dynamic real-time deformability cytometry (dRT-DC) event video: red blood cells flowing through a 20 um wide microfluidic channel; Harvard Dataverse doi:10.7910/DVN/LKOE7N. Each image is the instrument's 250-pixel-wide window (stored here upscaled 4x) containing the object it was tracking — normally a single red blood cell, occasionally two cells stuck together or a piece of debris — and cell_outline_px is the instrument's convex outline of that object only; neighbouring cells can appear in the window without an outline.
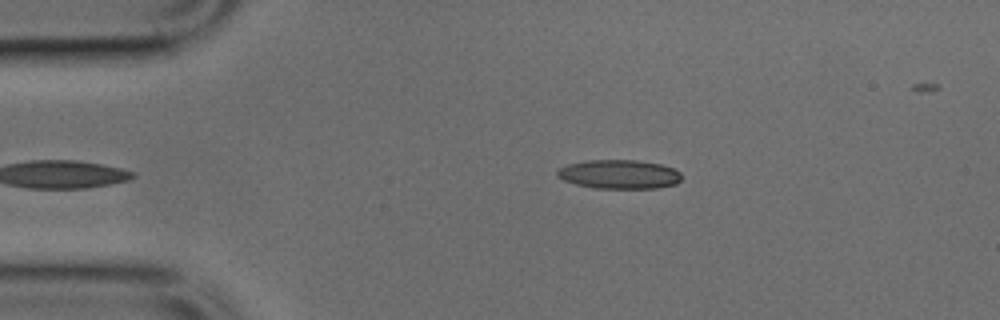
{"species": "common noctule bat (a hibernating species)", "species_latin": "Nyctalus noctula", "temperature_condition": "cold", "stored_images_in_passage": 6, "camera_frame_rate_fps": 3000, "um_per_image_px": 0.085, "animal": {"sex": "male", "body_mass_g": 17.9, "forearm_length_mm": 54.2}, "frame": {"image": 1, "passage_image": 1, "time_ms": 0.0, "image_size_px": [1000, 320], "cell_outline_px": [[680, 180], [676, 184], [656, 188], [596, 188], [576, 184], [564, 180], [556, 176], [556, 172], [560, 168], [568, 164], [588, 160], [636, 160], [660, 164], [672, 168], [680, 172]], "centroid_in_image_um": [52.62, 14.81], "position_along_channel_um": 32.4, "area_um2": 20.87}}